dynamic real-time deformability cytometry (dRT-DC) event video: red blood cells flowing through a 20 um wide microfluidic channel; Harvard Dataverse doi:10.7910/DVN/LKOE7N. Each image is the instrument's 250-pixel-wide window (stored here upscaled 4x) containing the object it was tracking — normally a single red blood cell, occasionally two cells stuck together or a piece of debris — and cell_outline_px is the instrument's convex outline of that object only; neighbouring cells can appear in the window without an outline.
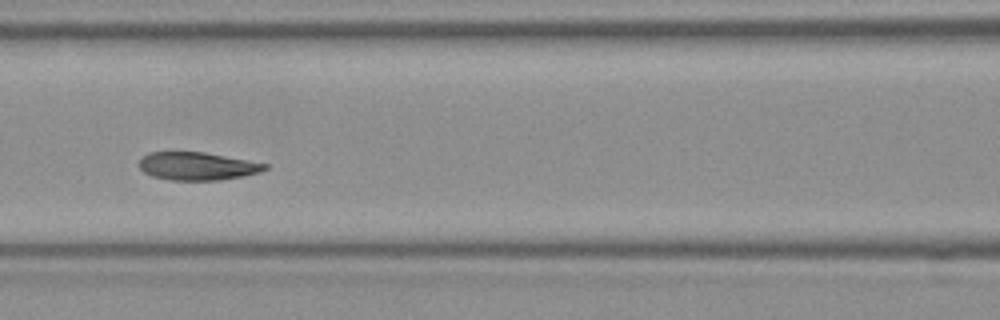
{"species": "Egyptian fruit bat (a non-hibernating species)", "species_latin": "Rousettus aegyptiacus", "temperature_condition": "room temperature", "stored_images_in_passage": 8, "camera_frame_rate_fps": 3000, "um_per_image_px": 0.085, "frame": {"image": 1, "passage_image": 4, "time_ms": 1.0, "image_size_px": [1000, 320], "cell_outline_px": [[268, 168], [260, 172], [244, 176], [220, 180], [168, 180], [152, 176], [144, 172], [140, 168], [140, 160], [148, 152], [204, 152], [268, 164]], "centroid_in_image_um": [16.77, 14.13], "position_along_channel_um": 149.8, "area_um2": 20.4}}
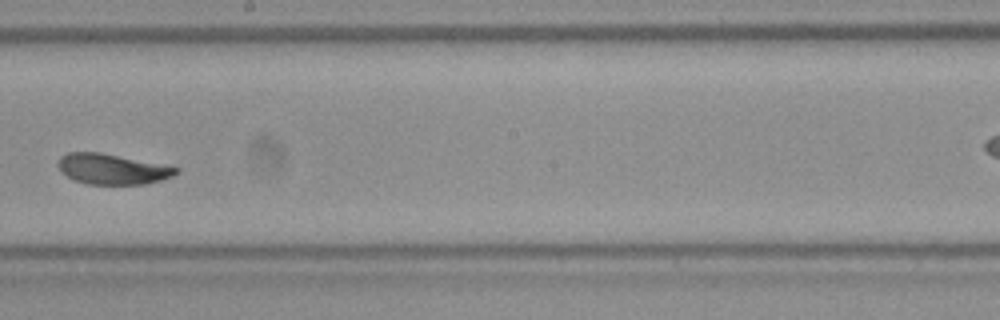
{"frame": {"image": 2, "passage_image": 6, "time_ms": 1.667, "image_size_px": [1000, 320], "cell_outline_px": [[180, 172], [172, 176], [160, 180], [144, 184], [88, 184], [76, 180], [60, 172], [56, 164], [60, 156], [68, 152], [100, 152], [180, 168]], "centroid_in_image_um": [9.5, 14.36], "position_along_channel_um": 238.7, "area_um2": 20.81}}
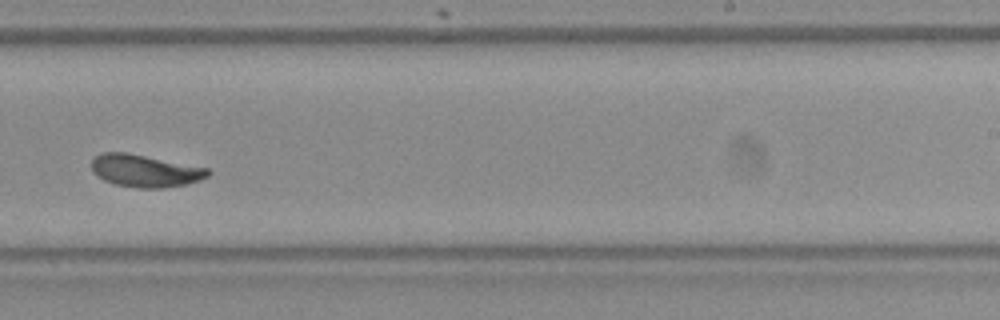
{"frame": {"image": 3, "passage_image": 7, "time_ms": 2.0, "image_size_px": [1000, 320], "cell_outline_px": [[212, 172], [208, 176], [200, 180], [184, 184], [160, 188], [140, 188], [116, 184], [104, 180], [96, 176], [92, 172], [92, 160], [100, 152], [128, 152], [208, 168]], "centroid_in_image_um": [12.31, 14.5], "position_along_channel_um": 276.7, "area_um2": 21.96}}